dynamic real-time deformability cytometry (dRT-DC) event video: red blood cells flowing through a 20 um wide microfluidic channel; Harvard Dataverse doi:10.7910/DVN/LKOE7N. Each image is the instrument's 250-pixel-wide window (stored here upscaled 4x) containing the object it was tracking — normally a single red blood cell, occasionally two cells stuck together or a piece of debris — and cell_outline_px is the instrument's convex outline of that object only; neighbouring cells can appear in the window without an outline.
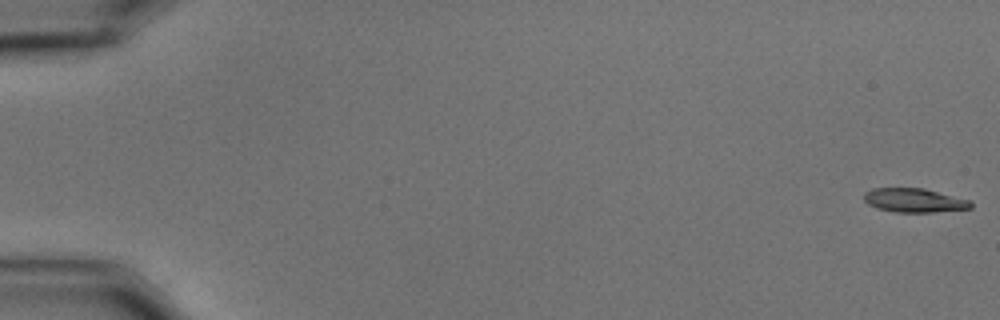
{"species": "common noctule bat (a hibernating species)", "species_latin": "Nyctalus noctula", "temperature_condition": "cold", "stored_images_in_passage": 58, "camera_frame_rate_fps": 3000, "um_per_image_px": 0.085, "animal": {"sex": "male", "body_mass_g": 15.6}, "frame": {"image": 1, "passage_image": 1, "time_ms": 0.0, "image_size_px": [1000, 320], "cell_outline_px": [[972, 208], [932, 212], [896, 212], [876, 208], [868, 204], [864, 200], [864, 192], [872, 188], [924, 188], [972, 200]], "centroid_in_image_um": [77.72, 17.02], "position_along_channel_um": 7.3, "area_um2": 15.03}}
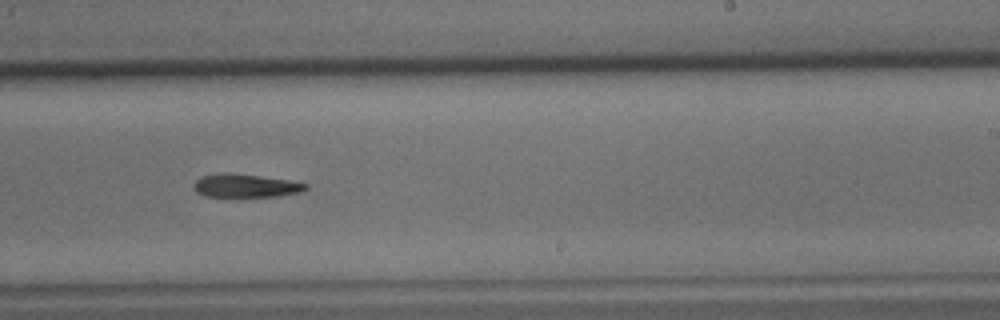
{"frame": {"image": 2, "passage_image": 37, "time_ms": 12.0, "image_size_px": [1000, 320], "cell_outline_px": [[308, 188], [300, 192], [276, 196], [204, 196], [196, 192], [192, 184], [200, 176], [224, 172], [260, 176], [288, 180], [308, 184]], "centroid_in_image_um": [20.83, 15.77], "position_along_channel_um": 268.2, "area_um2": 15.09}}
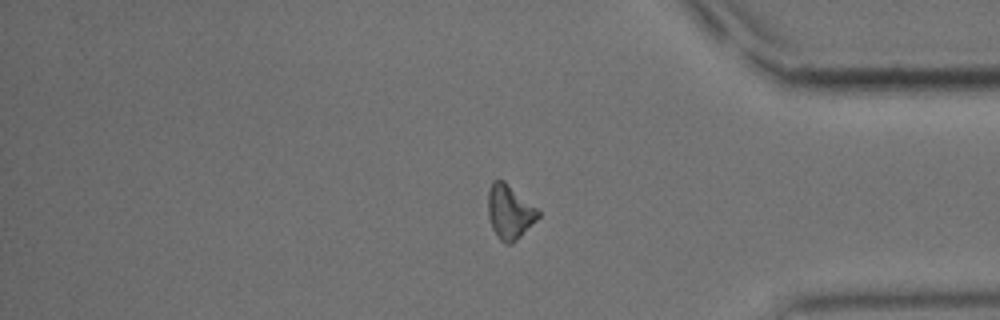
{"frame": {"image": 3, "passage_image": 49, "time_ms": 16.0, "image_size_px": [1000, 320], "cell_outline_px": [[540, 216], [512, 244], [504, 244], [500, 240], [492, 228], [488, 216], [488, 192], [492, 180], [504, 180], [536, 208], [540, 212]], "centroid_in_image_um": [43.29, 18.01], "position_along_channel_um": 391.9, "area_um2": 15.66}, "authors_computed_cell_mechanics": {"area_um2": 15.7794, "velocity_mm_per_s": 3.5083, "shape_relaxation_time_tau1_ms": 7.4291, "shape_relaxation_time_tau2_ms": null, "deformation_change_tau1": 0.1783, "deformation_change_tau2": null}}